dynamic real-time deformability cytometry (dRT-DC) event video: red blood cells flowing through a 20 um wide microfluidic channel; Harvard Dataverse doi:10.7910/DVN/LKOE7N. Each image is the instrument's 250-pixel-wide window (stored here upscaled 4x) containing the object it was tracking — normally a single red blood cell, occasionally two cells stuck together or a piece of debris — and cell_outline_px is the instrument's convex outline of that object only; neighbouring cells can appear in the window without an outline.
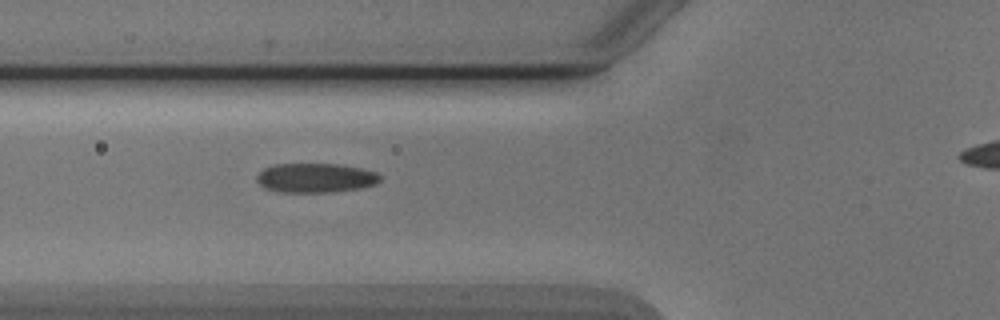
{"species": "Egyptian fruit bat (a non-hibernating species)", "species_latin": "Rousettus aegyptiacus", "temperature_condition": "cold", "stored_images_in_passage": 3, "segment_of_instrument_passage": [1, 2], "camera_frame_rate_fps": 3000, "um_per_image_px": 0.085, "animal": {"sex": "male"}, "frame": {"image": 1, "passage_image": 2, "time_ms": 1.0, "image_size_px": [1000, 320], "cell_outline_px": [[380, 180], [376, 184], [360, 188], [332, 192], [280, 192], [264, 188], [256, 180], [256, 176], [264, 168], [272, 164], [340, 164], [364, 168], [376, 172], [380, 176]], "centroid_in_image_um": [26.82, 15.11], "position_along_channel_um": 99.0, "area_um2": 21.27}}